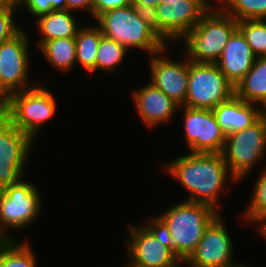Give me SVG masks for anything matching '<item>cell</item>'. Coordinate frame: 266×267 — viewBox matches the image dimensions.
<instances>
[{
	"instance_id": "cell-30",
	"label": "cell",
	"mask_w": 266,
	"mask_h": 267,
	"mask_svg": "<svg viewBox=\"0 0 266 267\" xmlns=\"http://www.w3.org/2000/svg\"><path fill=\"white\" fill-rule=\"evenodd\" d=\"M129 4L130 0H93V18L95 20L101 13Z\"/></svg>"
},
{
	"instance_id": "cell-11",
	"label": "cell",
	"mask_w": 266,
	"mask_h": 267,
	"mask_svg": "<svg viewBox=\"0 0 266 267\" xmlns=\"http://www.w3.org/2000/svg\"><path fill=\"white\" fill-rule=\"evenodd\" d=\"M35 141L16 128L4 115L0 116V190L19 183Z\"/></svg>"
},
{
	"instance_id": "cell-6",
	"label": "cell",
	"mask_w": 266,
	"mask_h": 267,
	"mask_svg": "<svg viewBox=\"0 0 266 267\" xmlns=\"http://www.w3.org/2000/svg\"><path fill=\"white\" fill-rule=\"evenodd\" d=\"M128 232L126 250L131 259L129 263L138 267H178L182 263L164 232L152 219L147 225L129 224Z\"/></svg>"
},
{
	"instance_id": "cell-16",
	"label": "cell",
	"mask_w": 266,
	"mask_h": 267,
	"mask_svg": "<svg viewBox=\"0 0 266 267\" xmlns=\"http://www.w3.org/2000/svg\"><path fill=\"white\" fill-rule=\"evenodd\" d=\"M136 112L148 128L170 122L180 106L150 82L132 93Z\"/></svg>"
},
{
	"instance_id": "cell-35",
	"label": "cell",
	"mask_w": 266,
	"mask_h": 267,
	"mask_svg": "<svg viewBox=\"0 0 266 267\" xmlns=\"http://www.w3.org/2000/svg\"><path fill=\"white\" fill-rule=\"evenodd\" d=\"M257 230L260 231L259 233H260V235H262L261 237H264V239H266V221L263 224H261L257 228Z\"/></svg>"
},
{
	"instance_id": "cell-26",
	"label": "cell",
	"mask_w": 266,
	"mask_h": 267,
	"mask_svg": "<svg viewBox=\"0 0 266 267\" xmlns=\"http://www.w3.org/2000/svg\"><path fill=\"white\" fill-rule=\"evenodd\" d=\"M246 213H242L248 222L259 223L256 228L266 221V169L260 172L255 182L252 197L247 206Z\"/></svg>"
},
{
	"instance_id": "cell-22",
	"label": "cell",
	"mask_w": 266,
	"mask_h": 267,
	"mask_svg": "<svg viewBox=\"0 0 266 267\" xmlns=\"http://www.w3.org/2000/svg\"><path fill=\"white\" fill-rule=\"evenodd\" d=\"M45 60L61 72H67L76 65L75 38H58L46 41L40 48Z\"/></svg>"
},
{
	"instance_id": "cell-7",
	"label": "cell",
	"mask_w": 266,
	"mask_h": 267,
	"mask_svg": "<svg viewBox=\"0 0 266 267\" xmlns=\"http://www.w3.org/2000/svg\"><path fill=\"white\" fill-rule=\"evenodd\" d=\"M265 153L266 119L261 117L249 127L227 135L221 152L237 182L251 173Z\"/></svg>"
},
{
	"instance_id": "cell-18",
	"label": "cell",
	"mask_w": 266,
	"mask_h": 267,
	"mask_svg": "<svg viewBox=\"0 0 266 267\" xmlns=\"http://www.w3.org/2000/svg\"><path fill=\"white\" fill-rule=\"evenodd\" d=\"M213 112L226 136L249 127L260 118L257 104L245 102L235 95L220 103Z\"/></svg>"
},
{
	"instance_id": "cell-39",
	"label": "cell",
	"mask_w": 266,
	"mask_h": 267,
	"mask_svg": "<svg viewBox=\"0 0 266 267\" xmlns=\"http://www.w3.org/2000/svg\"><path fill=\"white\" fill-rule=\"evenodd\" d=\"M236 267H250V266H248V265L245 266L244 264L242 265V264L240 263V264H239L238 266H236Z\"/></svg>"
},
{
	"instance_id": "cell-31",
	"label": "cell",
	"mask_w": 266,
	"mask_h": 267,
	"mask_svg": "<svg viewBox=\"0 0 266 267\" xmlns=\"http://www.w3.org/2000/svg\"><path fill=\"white\" fill-rule=\"evenodd\" d=\"M66 3L68 11L86 9L93 18V0H66Z\"/></svg>"
},
{
	"instance_id": "cell-19",
	"label": "cell",
	"mask_w": 266,
	"mask_h": 267,
	"mask_svg": "<svg viewBox=\"0 0 266 267\" xmlns=\"http://www.w3.org/2000/svg\"><path fill=\"white\" fill-rule=\"evenodd\" d=\"M73 12L68 10H53L36 19L37 29L42 35L37 42L40 48L46 41L58 38H75L78 29L77 20Z\"/></svg>"
},
{
	"instance_id": "cell-3",
	"label": "cell",
	"mask_w": 266,
	"mask_h": 267,
	"mask_svg": "<svg viewBox=\"0 0 266 267\" xmlns=\"http://www.w3.org/2000/svg\"><path fill=\"white\" fill-rule=\"evenodd\" d=\"M95 21L103 36L128 50L138 48L152 55L167 47L168 43L153 29L151 14L132 4L101 13Z\"/></svg>"
},
{
	"instance_id": "cell-23",
	"label": "cell",
	"mask_w": 266,
	"mask_h": 267,
	"mask_svg": "<svg viewBox=\"0 0 266 267\" xmlns=\"http://www.w3.org/2000/svg\"><path fill=\"white\" fill-rule=\"evenodd\" d=\"M32 250L25 241L0 240V267H37Z\"/></svg>"
},
{
	"instance_id": "cell-4",
	"label": "cell",
	"mask_w": 266,
	"mask_h": 267,
	"mask_svg": "<svg viewBox=\"0 0 266 267\" xmlns=\"http://www.w3.org/2000/svg\"><path fill=\"white\" fill-rule=\"evenodd\" d=\"M237 29V20L214 5L181 39L186 52L183 54L196 63H216Z\"/></svg>"
},
{
	"instance_id": "cell-9",
	"label": "cell",
	"mask_w": 266,
	"mask_h": 267,
	"mask_svg": "<svg viewBox=\"0 0 266 267\" xmlns=\"http://www.w3.org/2000/svg\"><path fill=\"white\" fill-rule=\"evenodd\" d=\"M235 95V87L216 63H196L189 60L188 90L185 106L213 110Z\"/></svg>"
},
{
	"instance_id": "cell-13",
	"label": "cell",
	"mask_w": 266,
	"mask_h": 267,
	"mask_svg": "<svg viewBox=\"0 0 266 267\" xmlns=\"http://www.w3.org/2000/svg\"><path fill=\"white\" fill-rule=\"evenodd\" d=\"M23 29L11 40L0 44V81L10 93L35 87L30 83L28 34ZM27 34V35H26Z\"/></svg>"
},
{
	"instance_id": "cell-36",
	"label": "cell",
	"mask_w": 266,
	"mask_h": 267,
	"mask_svg": "<svg viewBox=\"0 0 266 267\" xmlns=\"http://www.w3.org/2000/svg\"><path fill=\"white\" fill-rule=\"evenodd\" d=\"M21 0H0V3H10L14 5H18Z\"/></svg>"
},
{
	"instance_id": "cell-10",
	"label": "cell",
	"mask_w": 266,
	"mask_h": 267,
	"mask_svg": "<svg viewBox=\"0 0 266 267\" xmlns=\"http://www.w3.org/2000/svg\"><path fill=\"white\" fill-rule=\"evenodd\" d=\"M212 8L210 0H181L160 3L151 13L153 29L167 43L181 41Z\"/></svg>"
},
{
	"instance_id": "cell-1",
	"label": "cell",
	"mask_w": 266,
	"mask_h": 267,
	"mask_svg": "<svg viewBox=\"0 0 266 267\" xmlns=\"http://www.w3.org/2000/svg\"><path fill=\"white\" fill-rule=\"evenodd\" d=\"M163 170L188 191L186 201L206 204L217 212L219 196L228 179L237 180L227 167L221 153H191L165 163Z\"/></svg>"
},
{
	"instance_id": "cell-14",
	"label": "cell",
	"mask_w": 266,
	"mask_h": 267,
	"mask_svg": "<svg viewBox=\"0 0 266 267\" xmlns=\"http://www.w3.org/2000/svg\"><path fill=\"white\" fill-rule=\"evenodd\" d=\"M219 214L205 229L195 251L184 262L189 267H236L233 241Z\"/></svg>"
},
{
	"instance_id": "cell-27",
	"label": "cell",
	"mask_w": 266,
	"mask_h": 267,
	"mask_svg": "<svg viewBox=\"0 0 266 267\" xmlns=\"http://www.w3.org/2000/svg\"><path fill=\"white\" fill-rule=\"evenodd\" d=\"M237 23L253 54L266 56V20H239Z\"/></svg>"
},
{
	"instance_id": "cell-15",
	"label": "cell",
	"mask_w": 266,
	"mask_h": 267,
	"mask_svg": "<svg viewBox=\"0 0 266 267\" xmlns=\"http://www.w3.org/2000/svg\"><path fill=\"white\" fill-rule=\"evenodd\" d=\"M168 48L150 55L149 81L154 87L163 91L179 106H185L188 90L189 59L184 54L183 60H171L167 57ZM166 53V54H165Z\"/></svg>"
},
{
	"instance_id": "cell-24",
	"label": "cell",
	"mask_w": 266,
	"mask_h": 267,
	"mask_svg": "<svg viewBox=\"0 0 266 267\" xmlns=\"http://www.w3.org/2000/svg\"><path fill=\"white\" fill-rule=\"evenodd\" d=\"M219 8L235 20H266V0H218Z\"/></svg>"
},
{
	"instance_id": "cell-34",
	"label": "cell",
	"mask_w": 266,
	"mask_h": 267,
	"mask_svg": "<svg viewBox=\"0 0 266 267\" xmlns=\"http://www.w3.org/2000/svg\"><path fill=\"white\" fill-rule=\"evenodd\" d=\"M259 116L266 119V96L258 104Z\"/></svg>"
},
{
	"instance_id": "cell-8",
	"label": "cell",
	"mask_w": 266,
	"mask_h": 267,
	"mask_svg": "<svg viewBox=\"0 0 266 267\" xmlns=\"http://www.w3.org/2000/svg\"><path fill=\"white\" fill-rule=\"evenodd\" d=\"M37 188L22 179L0 190V240H13L5 233L9 228L23 229L36 221L43 200Z\"/></svg>"
},
{
	"instance_id": "cell-32",
	"label": "cell",
	"mask_w": 266,
	"mask_h": 267,
	"mask_svg": "<svg viewBox=\"0 0 266 267\" xmlns=\"http://www.w3.org/2000/svg\"><path fill=\"white\" fill-rule=\"evenodd\" d=\"M130 4L141 11L151 14L157 5L160 4V0H130Z\"/></svg>"
},
{
	"instance_id": "cell-28",
	"label": "cell",
	"mask_w": 266,
	"mask_h": 267,
	"mask_svg": "<svg viewBox=\"0 0 266 267\" xmlns=\"http://www.w3.org/2000/svg\"><path fill=\"white\" fill-rule=\"evenodd\" d=\"M18 6L10 3H0V44L11 40L23 28L15 22Z\"/></svg>"
},
{
	"instance_id": "cell-37",
	"label": "cell",
	"mask_w": 266,
	"mask_h": 267,
	"mask_svg": "<svg viewBox=\"0 0 266 267\" xmlns=\"http://www.w3.org/2000/svg\"><path fill=\"white\" fill-rule=\"evenodd\" d=\"M168 1H181V0H160V3H166Z\"/></svg>"
},
{
	"instance_id": "cell-17",
	"label": "cell",
	"mask_w": 266,
	"mask_h": 267,
	"mask_svg": "<svg viewBox=\"0 0 266 267\" xmlns=\"http://www.w3.org/2000/svg\"><path fill=\"white\" fill-rule=\"evenodd\" d=\"M255 59L256 56L245 36L237 29L230 37L216 65L235 87L249 72Z\"/></svg>"
},
{
	"instance_id": "cell-25",
	"label": "cell",
	"mask_w": 266,
	"mask_h": 267,
	"mask_svg": "<svg viewBox=\"0 0 266 267\" xmlns=\"http://www.w3.org/2000/svg\"><path fill=\"white\" fill-rule=\"evenodd\" d=\"M128 49L116 42L115 40L109 39L105 36L101 38L98 46L97 56H96V71L102 70L115 71L116 67L120 66L124 59L126 58V53Z\"/></svg>"
},
{
	"instance_id": "cell-12",
	"label": "cell",
	"mask_w": 266,
	"mask_h": 267,
	"mask_svg": "<svg viewBox=\"0 0 266 267\" xmlns=\"http://www.w3.org/2000/svg\"><path fill=\"white\" fill-rule=\"evenodd\" d=\"M183 109V128L187 147L191 153H221L226 134L217 122L211 109L191 108Z\"/></svg>"
},
{
	"instance_id": "cell-20",
	"label": "cell",
	"mask_w": 266,
	"mask_h": 267,
	"mask_svg": "<svg viewBox=\"0 0 266 267\" xmlns=\"http://www.w3.org/2000/svg\"><path fill=\"white\" fill-rule=\"evenodd\" d=\"M235 96L257 105L266 96V56L256 57L249 72L235 86Z\"/></svg>"
},
{
	"instance_id": "cell-5",
	"label": "cell",
	"mask_w": 266,
	"mask_h": 267,
	"mask_svg": "<svg viewBox=\"0 0 266 267\" xmlns=\"http://www.w3.org/2000/svg\"><path fill=\"white\" fill-rule=\"evenodd\" d=\"M56 107L54 95L41 82L31 89L11 94L10 107L4 116L36 141L43 123L55 116Z\"/></svg>"
},
{
	"instance_id": "cell-2",
	"label": "cell",
	"mask_w": 266,
	"mask_h": 267,
	"mask_svg": "<svg viewBox=\"0 0 266 267\" xmlns=\"http://www.w3.org/2000/svg\"><path fill=\"white\" fill-rule=\"evenodd\" d=\"M219 214L206 204L185 200L151 219L164 232L175 255L184 263L195 251L205 229Z\"/></svg>"
},
{
	"instance_id": "cell-33",
	"label": "cell",
	"mask_w": 266,
	"mask_h": 267,
	"mask_svg": "<svg viewBox=\"0 0 266 267\" xmlns=\"http://www.w3.org/2000/svg\"><path fill=\"white\" fill-rule=\"evenodd\" d=\"M11 94L0 81V114L5 115L10 107Z\"/></svg>"
},
{
	"instance_id": "cell-38",
	"label": "cell",
	"mask_w": 266,
	"mask_h": 267,
	"mask_svg": "<svg viewBox=\"0 0 266 267\" xmlns=\"http://www.w3.org/2000/svg\"><path fill=\"white\" fill-rule=\"evenodd\" d=\"M124 267H138V266H136V265H133V264H131V263H128L126 266H124Z\"/></svg>"
},
{
	"instance_id": "cell-21",
	"label": "cell",
	"mask_w": 266,
	"mask_h": 267,
	"mask_svg": "<svg viewBox=\"0 0 266 267\" xmlns=\"http://www.w3.org/2000/svg\"><path fill=\"white\" fill-rule=\"evenodd\" d=\"M103 34L97 25L80 27L76 33V64L90 73L96 71V56Z\"/></svg>"
},
{
	"instance_id": "cell-29",
	"label": "cell",
	"mask_w": 266,
	"mask_h": 267,
	"mask_svg": "<svg viewBox=\"0 0 266 267\" xmlns=\"http://www.w3.org/2000/svg\"><path fill=\"white\" fill-rule=\"evenodd\" d=\"M17 6L19 11L26 8L36 18L53 10H67L66 0H21Z\"/></svg>"
}]
</instances>
